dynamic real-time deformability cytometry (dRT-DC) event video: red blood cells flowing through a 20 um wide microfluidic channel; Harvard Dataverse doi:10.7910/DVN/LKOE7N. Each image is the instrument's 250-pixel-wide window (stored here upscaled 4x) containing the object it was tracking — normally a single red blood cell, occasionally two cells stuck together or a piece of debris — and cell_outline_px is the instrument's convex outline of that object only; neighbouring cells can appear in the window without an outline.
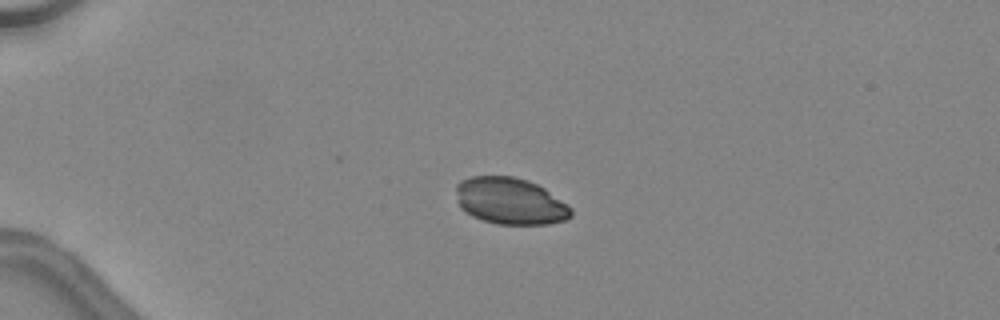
{"species": "common noctule bat (a hibernating species)", "species_latin": "Nyctalus noctula", "temperature_condition": "warm", "stored_images_in_passage": 35, "camera_frame_rate_fps": 3000, "um_per_image_px": 0.085, "animal": {"sex": "female", "body_mass_g": 24.6, "forearm_length_mm": 56.2}, "frame": {"image": 1, "passage_image": 1, "time_ms": 0.0, "image_size_px": [1000, 320], "cell_outline_px": [[572, 216], [564, 220], [548, 224], [496, 224], [472, 216], [460, 208], [456, 192], [456, 184], [460, 180], [472, 176], [512, 176], [528, 180], [544, 188], [572, 208]], "centroid_in_image_um": [43.35, 17.09], "position_along_channel_um": 41.7, "area_um2": 31.27}}
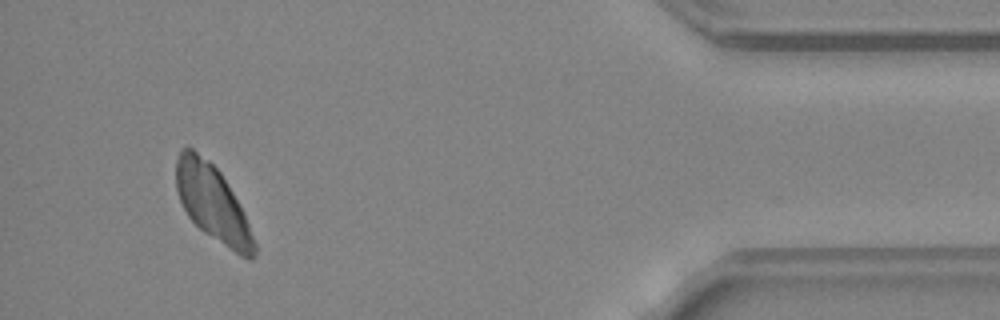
{"frame": {"image": 2, "passage_image": 33, "time_ms": 10.667, "image_size_px": [1000, 320], "cell_outline_px": [[256, 256], [252, 260], [248, 260], [240, 256], [204, 232], [188, 216], [180, 200], [176, 188], [176, 160], [180, 148], [192, 148], [208, 160], [220, 172], [244, 212], [256, 244]], "centroid_in_image_um": [18.08, 17.29], "position_along_channel_um": 417.1, "area_um2": 34.33}}